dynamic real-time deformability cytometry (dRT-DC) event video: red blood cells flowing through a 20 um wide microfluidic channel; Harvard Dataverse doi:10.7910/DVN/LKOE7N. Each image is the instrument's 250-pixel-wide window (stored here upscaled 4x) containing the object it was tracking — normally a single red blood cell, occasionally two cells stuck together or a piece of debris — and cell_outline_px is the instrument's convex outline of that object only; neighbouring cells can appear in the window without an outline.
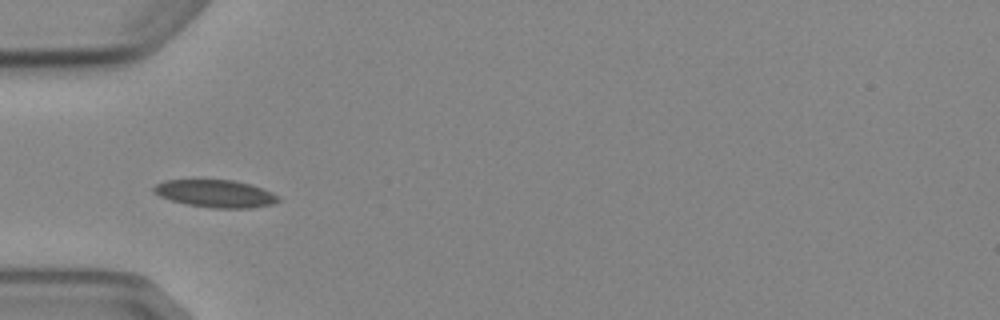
{"species": "Egyptian fruit bat (a non-hibernating species)", "species_latin": "Rousettus aegyptiacus", "temperature_condition": "cold", "stored_images_in_passage": 7, "camera_frame_rate_fps": 3000, "um_per_image_px": 0.085, "animal": {"sex": "female"}, "frame": {"image": 1, "passage_image": 5, "time_ms": 4.667, "image_size_px": [1000, 320], "cell_outline_px": [[280, 200], [272, 204], [252, 208], [212, 208], [188, 204], [172, 200], [160, 196], [152, 192], [152, 188], [156, 184], [164, 180], [232, 180], [252, 184], [272, 192], [280, 196]], "centroid_in_image_um": [18.34, 16.45], "position_along_channel_um": 66.7, "area_um2": 20.0}}
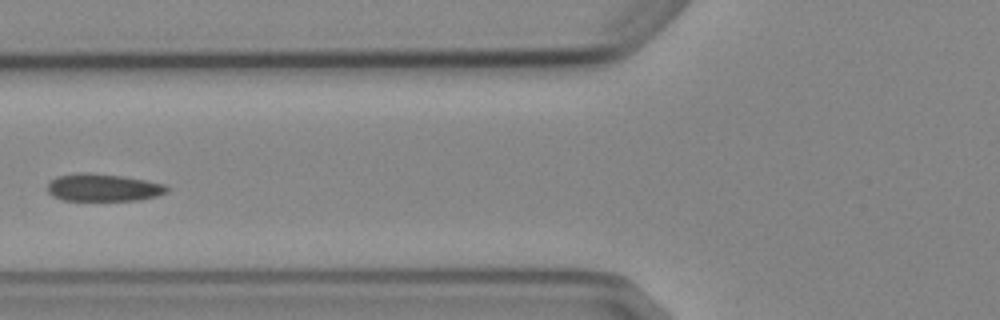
{"frame": {"image": 2, "passage_image": 6, "time_ms": 6.0, "image_size_px": [1000, 320], "cell_outline_px": [[168, 192], [156, 196], [140, 200], [64, 200], [52, 196], [48, 192], [48, 184], [56, 176], [76, 172], [84, 172], [120, 176], [144, 180], [164, 184], [168, 188]], "centroid_in_image_um": [8.75, 15.94], "position_along_channel_um": 117.1, "area_um2": 19.02}}